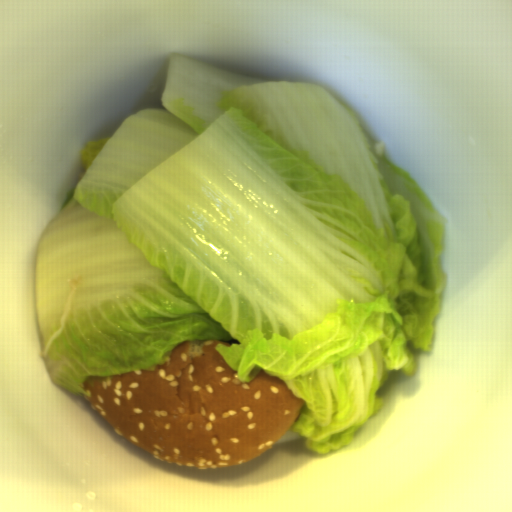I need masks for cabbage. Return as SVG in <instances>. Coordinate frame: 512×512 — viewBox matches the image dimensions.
<instances>
[{
	"label": "cabbage",
	"mask_w": 512,
	"mask_h": 512,
	"mask_svg": "<svg viewBox=\"0 0 512 512\" xmlns=\"http://www.w3.org/2000/svg\"><path fill=\"white\" fill-rule=\"evenodd\" d=\"M83 177L35 252L53 385L164 364L181 343L237 380L303 400L291 426L334 451L382 409L394 372L433 352L445 224L352 107L170 54L159 108L80 149Z\"/></svg>",
	"instance_id": "1"
}]
</instances>
